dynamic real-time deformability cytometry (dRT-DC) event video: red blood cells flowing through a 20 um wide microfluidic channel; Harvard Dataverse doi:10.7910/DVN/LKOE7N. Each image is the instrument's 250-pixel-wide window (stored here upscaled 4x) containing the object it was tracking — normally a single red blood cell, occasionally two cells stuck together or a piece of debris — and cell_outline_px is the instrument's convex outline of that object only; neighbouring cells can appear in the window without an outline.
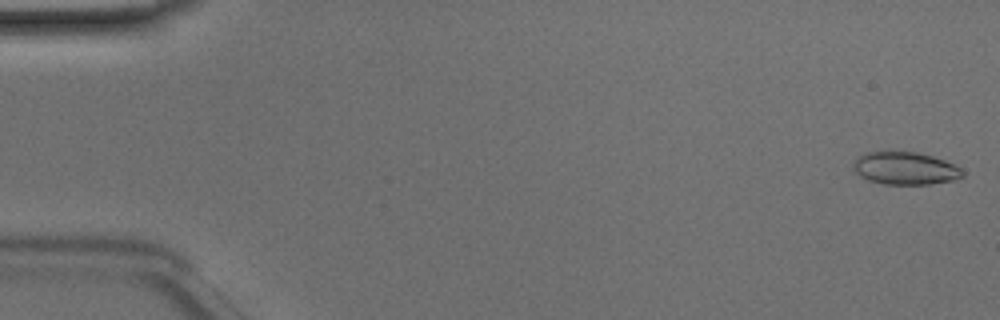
{"species": "Egyptian fruit bat (a non-hibernating species)", "species_latin": "Rousettus aegyptiacus", "temperature_condition": "room temperature", "stored_images_in_passage": 48, "camera_frame_rate_fps": 3000, "um_per_image_px": 0.085, "animal": {"sex": "male"}, "frame": {"image": 1, "passage_image": 1, "time_ms": 0.0, "image_size_px": [1000, 320], "cell_outline_px": [[964, 176], [952, 180], [932, 184], [884, 184], [868, 180], [860, 176], [852, 168], [852, 164], [856, 156], [864, 152], [916, 152], [932, 156], [944, 160], [960, 168], [964, 172]], "centroid_in_image_um": [76.9, 14.3], "position_along_channel_um": 8.1, "area_um2": 20.81}}
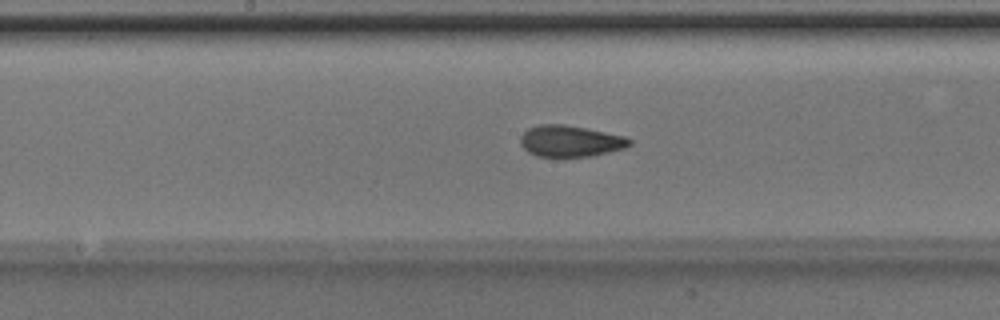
{"frame": {"image": 2, "passage_image": 25, "time_ms": 8.0, "image_size_px": [1000, 320], "cell_outline_px": [[632, 144], [624, 148], [592, 156], [536, 156], [528, 152], [520, 144], [520, 136], [528, 128], [540, 124], [564, 124], [628, 136], [632, 140]], "centroid_in_image_um": [48.49, 11.98], "position_along_channel_um": 199.7, "area_um2": 20.0}}
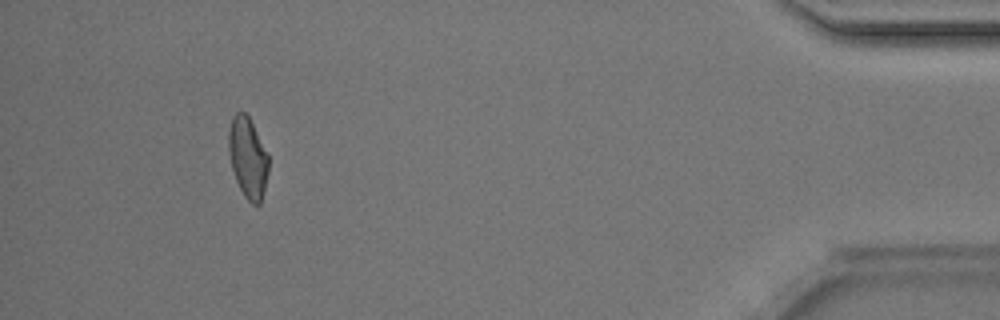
{"frame": {"image": 3, "passage_image": 45, "time_ms": 14.667, "image_size_px": [1000, 320], "cell_outline_px": [[268, 172], [260, 204], [252, 204], [244, 196], [236, 180], [232, 168], [228, 152], [228, 132], [232, 116], [236, 112], [244, 112], [248, 116], [268, 156]], "centroid_in_image_um": [21.04, 13.4], "position_along_channel_um": 414.2, "area_um2": 18.44}, "authors_computed_cell_mechanics": {"area_um2": 19.9699, "velocity_mm_per_s": 4.1762, "shape_relaxation_time_tau1_ms": 3.2288, "shape_relaxation_time_tau2_ms": 2.2054, "deformation_change_tau1": 0.1169, "deformation_change_tau2": 0.0821}}